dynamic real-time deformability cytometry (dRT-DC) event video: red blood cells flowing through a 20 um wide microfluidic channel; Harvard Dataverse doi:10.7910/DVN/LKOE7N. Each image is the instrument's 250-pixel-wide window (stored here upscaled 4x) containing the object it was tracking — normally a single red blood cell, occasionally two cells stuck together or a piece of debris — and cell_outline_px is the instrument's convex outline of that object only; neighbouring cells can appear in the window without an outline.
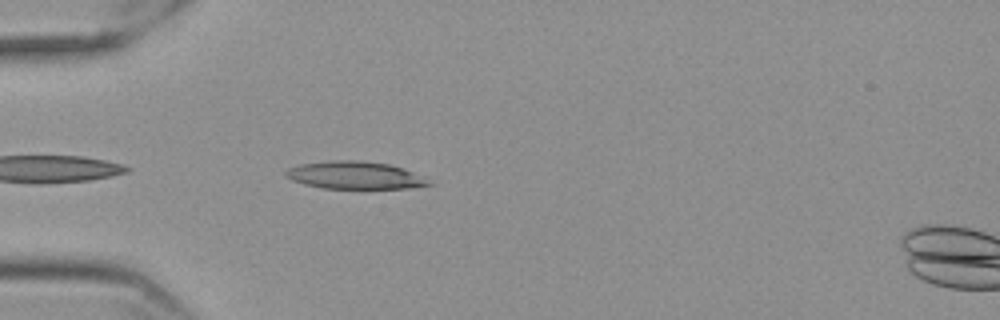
{"species": "Egyptian fruit bat (a non-hibernating species)", "species_latin": "Rousettus aegyptiacus", "temperature_condition": "cold", "stored_images_in_passage": 43, "camera_frame_rate_fps": 3000, "um_per_image_px": 0.085, "frame": {"image": 1, "passage_image": 3, "time_ms": 0.667, "image_size_px": [1000, 320], "cell_outline_px": [[436, 184], [408, 188], [320, 188], [304, 184], [292, 180], [284, 176], [284, 172], [288, 168], [300, 164], [332, 160], [360, 160], [388, 164], [404, 168]], "centroid_in_image_um": [30.13, 14.89], "position_along_channel_um": 54.9, "area_um2": 22.95}}
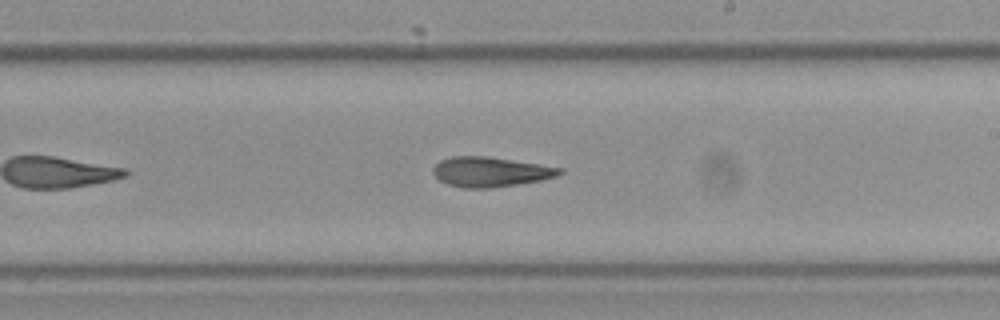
{"frame": {"image": 2, "passage_image": 20, "time_ms": 6.333, "image_size_px": [1000, 320], "cell_outline_px": [[564, 172], [556, 176], [540, 180], [492, 188], [464, 188], [448, 184], [440, 180], [432, 172], [432, 168], [440, 160], [452, 156], [484, 156], [564, 168]], "centroid_in_image_um": [41.67, 14.61], "position_along_channel_um": 247.3, "area_um2": 21.79}}
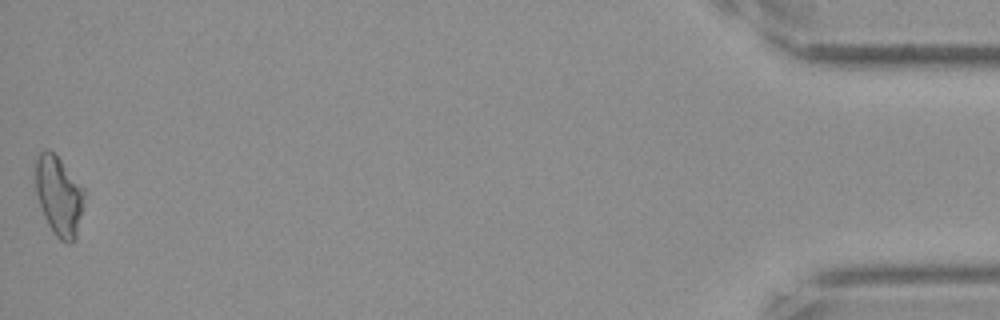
{"frame": {"image": 3, "passage_image": 43, "time_ms": 14.0, "image_size_px": [1000, 320], "cell_outline_px": [[84, 204], [76, 236], [72, 244], [68, 244], [60, 240], [52, 232], [44, 216], [36, 192], [36, 160], [40, 152], [44, 148], [48, 148], [60, 160], [84, 188]], "centroid_in_image_um": [5.01, 16.67], "position_along_channel_um": 430.2, "area_um2": 22.43}, "authors_computed_cell_mechanics": {"area_um2": 22.1374, "velocity_mm_per_s": 3.5668, "shape_relaxation_time_tau1_ms": 9.7222, "shape_relaxation_time_tau2_ms": 4.3935, "deformation_change_tau1": 0.2422, "deformation_change_tau2": 0.1476}}